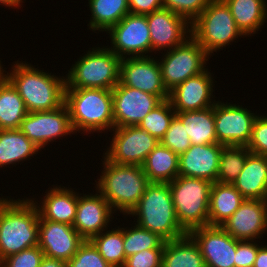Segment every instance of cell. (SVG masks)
I'll return each instance as SVG.
<instances>
[{
    "mask_svg": "<svg viewBox=\"0 0 267 267\" xmlns=\"http://www.w3.org/2000/svg\"><path fill=\"white\" fill-rule=\"evenodd\" d=\"M0 198V261L38 246L39 212L30 198Z\"/></svg>",
    "mask_w": 267,
    "mask_h": 267,
    "instance_id": "obj_1",
    "label": "cell"
},
{
    "mask_svg": "<svg viewBox=\"0 0 267 267\" xmlns=\"http://www.w3.org/2000/svg\"><path fill=\"white\" fill-rule=\"evenodd\" d=\"M4 76L17 89L28 112L52 111L64 105L66 81L63 76L51 75L19 60Z\"/></svg>",
    "mask_w": 267,
    "mask_h": 267,
    "instance_id": "obj_2",
    "label": "cell"
},
{
    "mask_svg": "<svg viewBox=\"0 0 267 267\" xmlns=\"http://www.w3.org/2000/svg\"><path fill=\"white\" fill-rule=\"evenodd\" d=\"M102 157L103 170L94 188L108 201L115 213L120 211L123 215H129L150 181L142 166L116 164Z\"/></svg>",
    "mask_w": 267,
    "mask_h": 267,
    "instance_id": "obj_3",
    "label": "cell"
},
{
    "mask_svg": "<svg viewBox=\"0 0 267 267\" xmlns=\"http://www.w3.org/2000/svg\"><path fill=\"white\" fill-rule=\"evenodd\" d=\"M73 131L93 134L114 128L112 90L66 88L65 102Z\"/></svg>",
    "mask_w": 267,
    "mask_h": 267,
    "instance_id": "obj_4",
    "label": "cell"
},
{
    "mask_svg": "<svg viewBox=\"0 0 267 267\" xmlns=\"http://www.w3.org/2000/svg\"><path fill=\"white\" fill-rule=\"evenodd\" d=\"M129 215L137 217L138 226L158 234L165 241L187 234L176 218L169 183H150Z\"/></svg>",
    "mask_w": 267,
    "mask_h": 267,
    "instance_id": "obj_5",
    "label": "cell"
},
{
    "mask_svg": "<svg viewBox=\"0 0 267 267\" xmlns=\"http://www.w3.org/2000/svg\"><path fill=\"white\" fill-rule=\"evenodd\" d=\"M213 182L178 175L169 183L176 218L189 233L209 225V201Z\"/></svg>",
    "mask_w": 267,
    "mask_h": 267,
    "instance_id": "obj_6",
    "label": "cell"
},
{
    "mask_svg": "<svg viewBox=\"0 0 267 267\" xmlns=\"http://www.w3.org/2000/svg\"><path fill=\"white\" fill-rule=\"evenodd\" d=\"M121 58L108 46L86 51L65 76L66 88L112 90L119 83Z\"/></svg>",
    "mask_w": 267,
    "mask_h": 267,
    "instance_id": "obj_7",
    "label": "cell"
},
{
    "mask_svg": "<svg viewBox=\"0 0 267 267\" xmlns=\"http://www.w3.org/2000/svg\"><path fill=\"white\" fill-rule=\"evenodd\" d=\"M191 36L211 55L242 36L229 7L223 0H212L191 23ZM237 38V39H236Z\"/></svg>",
    "mask_w": 267,
    "mask_h": 267,
    "instance_id": "obj_8",
    "label": "cell"
},
{
    "mask_svg": "<svg viewBox=\"0 0 267 267\" xmlns=\"http://www.w3.org/2000/svg\"><path fill=\"white\" fill-rule=\"evenodd\" d=\"M164 53L159 65L162 81L168 92L186 79L197 76L207 69L209 55L192 36L183 44Z\"/></svg>",
    "mask_w": 267,
    "mask_h": 267,
    "instance_id": "obj_9",
    "label": "cell"
},
{
    "mask_svg": "<svg viewBox=\"0 0 267 267\" xmlns=\"http://www.w3.org/2000/svg\"><path fill=\"white\" fill-rule=\"evenodd\" d=\"M112 131V141L103 156L116 164L141 166L160 142L138 125L117 127Z\"/></svg>",
    "mask_w": 267,
    "mask_h": 267,
    "instance_id": "obj_10",
    "label": "cell"
},
{
    "mask_svg": "<svg viewBox=\"0 0 267 267\" xmlns=\"http://www.w3.org/2000/svg\"><path fill=\"white\" fill-rule=\"evenodd\" d=\"M257 112L238 104L216 101L214 105L215 133L222 145L247 146L252 135Z\"/></svg>",
    "mask_w": 267,
    "mask_h": 267,
    "instance_id": "obj_11",
    "label": "cell"
},
{
    "mask_svg": "<svg viewBox=\"0 0 267 267\" xmlns=\"http://www.w3.org/2000/svg\"><path fill=\"white\" fill-rule=\"evenodd\" d=\"M106 33L111 40L112 47L109 46V49L120 58L149 56L147 53H151L146 15L129 13Z\"/></svg>",
    "mask_w": 267,
    "mask_h": 267,
    "instance_id": "obj_12",
    "label": "cell"
},
{
    "mask_svg": "<svg viewBox=\"0 0 267 267\" xmlns=\"http://www.w3.org/2000/svg\"><path fill=\"white\" fill-rule=\"evenodd\" d=\"M19 129L40 150L57 138L75 134L65 104L52 111L28 112Z\"/></svg>",
    "mask_w": 267,
    "mask_h": 267,
    "instance_id": "obj_13",
    "label": "cell"
},
{
    "mask_svg": "<svg viewBox=\"0 0 267 267\" xmlns=\"http://www.w3.org/2000/svg\"><path fill=\"white\" fill-rule=\"evenodd\" d=\"M161 102L156 95L119 82L112 89L114 128L137 126Z\"/></svg>",
    "mask_w": 267,
    "mask_h": 267,
    "instance_id": "obj_14",
    "label": "cell"
},
{
    "mask_svg": "<svg viewBox=\"0 0 267 267\" xmlns=\"http://www.w3.org/2000/svg\"><path fill=\"white\" fill-rule=\"evenodd\" d=\"M159 60L150 55L121 58L119 82L156 95L162 101L169 99V92L162 81Z\"/></svg>",
    "mask_w": 267,
    "mask_h": 267,
    "instance_id": "obj_15",
    "label": "cell"
},
{
    "mask_svg": "<svg viewBox=\"0 0 267 267\" xmlns=\"http://www.w3.org/2000/svg\"><path fill=\"white\" fill-rule=\"evenodd\" d=\"M189 234L197 242L206 267H235L237 239L221 226H203Z\"/></svg>",
    "mask_w": 267,
    "mask_h": 267,
    "instance_id": "obj_16",
    "label": "cell"
},
{
    "mask_svg": "<svg viewBox=\"0 0 267 267\" xmlns=\"http://www.w3.org/2000/svg\"><path fill=\"white\" fill-rule=\"evenodd\" d=\"M146 20L150 30L151 53L171 50L191 36V23L167 9L162 8L147 14Z\"/></svg>",
    "mask_w": 267,
    "mask_h": 267,
    "instance_id": "obj_17",
    "label": "cell"
},
{
    "mask_svg": "<svg viewBox=\"0 0 267 267\" xmlns=\"http://www.w3.org/2000/svg\"><path fill=\"white\" fill-rule=\"evenodd\" d=\"M84 241L73 226L39 217L38 246L44 256L67 263Z\"/></svg>",
    "mask_w": 267,
    "mask_h": 267,
    "instance_id": "obj_18",
    "label": "cell"
},
{
    "mask_svg": "<svg viewBox=\"0 0 267 267\" xmlns=\"http://www.w3.org/2000/svg\"><path fill=\"white\" fill-rule=\"evenodd\" d=\"M96 193L82 196L78 192L76 218L72 225L80 236L88 241L109 229L108 225L115 213L108 201L97 190Z\"/></svg>",
    "mask_w": 267,
    "mask_h": 267,
    "instance_id": "obj_19",
    "label": "cell"
},
{
    "mask_svg": "<svg viewBox=\"0 0 267 267\" xmlns=\"http://www.w3.org/2000/svg\"><path fill=\"white\" fill-rule=\"evenodd\" d=\"M221 227L240 241L263 237L267 231V200L245 199Z\"/></svg>",
    "mask_w": 267,
    "mask_h": 267,
    "instance_id": "obj_20",
    "label": "cell"
},
{
    "mask_svg": "<svg viewBox=\"0 0 267 267\" xmlns=\"http://www.w3.org/2000/svg\"><path fill=\"white\" fill-rule=\"evenodd\" d=\"M208 70L186 79L169 92V100L176 112L202 110L215 105V79Z\"/></svg>",
    "mask_w": 267,
    "mask_h": 267,
    "instance_id": "obj_21",
    "label": "cell"
},
{
    "mask_svg": "<svg viewBox=\"0 0 267 267\" xmlns=\"http://www.w3.org/2000/svg\"><path fill=\"white\" fill-rule=\"evenodd\" d=\"M222 144L192 145L179 155V175L216 182Z\"/></svg>",
    "mask_w": 267,
    "mask_h": 267,
    "instance_id": "obj_22",
    "label": "cell"
},
{
    "mask_svg": "<svg viewBox=\"0 0 267 267\" xmlns=\"http://www.w3.org/2000/svg\"><path fill=\"white\" fill-rule=\"evenodd\" d=\"M45 192L44 198L39 203L35 201L38 208L39 217L44 220L73 225L76 218V209L78 204V192L72 188L60 187L58 185Z\"/></svg>",
    "mask_w": 267,
    "mask_h": 267,
    "instance_id": "obj_23",
    "label": "cell"
},
{
    "mask_svg": "<svg viewBox=\"0 0 267 267\" xmlns=\"http://www.w3.org/2000/svg\"><path fill=\"white\" fill-rule=\"evenodd\" d=\"M232 185L245 199L267 200V156L251 153Z\"/></svg>",
    "mask_w": 267,
    "mask_h": 267,
    "instance_id": "obj_24",
    "label": "cell"
},
{
    "mask_svg": "<svg viewBox=\"0 0 267 267\" xmlns=\"http://www.w3.org/2000/svg\"><path fill=\"white\" fill-rule=\"evenodd\" d=\"M245 198L232 184L214 182L209 201V226L223 225L244 202Z\"/></svg>",
    "mask_w": 267,
    "mask_h": 267,
    "instance_id": "obj_25",
    "label": "cell"
},
{
    "mask_svg": "<svg viewBox=\"0 0 267 267\" xmlns=\"http://www.w3.org/2000/svg\"><path fill=\"white\" fill-rule=\"evenodd\" d=\"M161 267H206V264L197 242L187 233L165 241Z\"/></svg>",
    "mask_w": 267,
    "mask_h": 267,
    "instance_id": "obj_26",
    "label": "cell"
},
{
    "mask_svg": "<svg viewBox=\"0 0 267 267\" xmlns=\"http://www.w3.org/2000/svg\"><path fill=\"white\" fill-rule=\"evenodd\" d=\"M178 161L179 156L159 142L141 166L150 183H170L179 175Z\"/></svg>",
    "mask_w": 267,
    "mask_h": 267,
    "instance_id": "obj_27",
    "label": "cell"
},
{
    "mask_svg": "<svg viewBox=\"0 0 267 267\" xmlns=\"http://www.w3.org/2000/svg\"><path fill=\"white\" fill-rule=\"evenodd\" d=\"M230 9L237 27L245 35L257 33L267 19L266 0H223Z\"/></svg>",
    "mask_w": 267,
    "mask_h": 267,
    "instance_id": "obj_28",
    "label": "cell"
},
{
    "mask_svg": "<svg viewBox=\"0 0 267 267\" xmlns=\"http://www.w3.org/2000/svg\"><path fill=\"white\" fill-rule=\"evenodd\" d=\"M192 145L218 143L215 133L214 106L202 110L176 112Z\"/></svg>",
    "mask_w": 267,
    "mask_h": 267,
    "instance_id": "obj_29",
    "label": "cell"
},
{
    "mask_svg": "<svg viewBox=\"0 0 267 267\" xmlns=\"http://www.w3.org/2000/svg\"><path fill=\"white\" fill-rule=\"evenodd\" d=\"M40 149L20 129L0 130V167L30 160Z\"/></svg>",
    "mask_w": 267,
    "mask_h": 267,
    "instance_id": "obj_30",
    "label": "cell"
},
{
    "mask_svg": "<svg viewBox=\"0 0 267 267\" xmlns=\"http://www.w3.org/2000/svg\"><path fill=\"white\" fill-rule=\"evenodd\" d=\"M27 114L17 89L5 76L0 78V130L19 129Z\"/></svg>",
    "mask_w": 267,
    "mask_h": 267,
    "instance_id": "obj_31",
    "label": "cell"
},
{
    "mask_svg": "<svg viewBox=\"0 0 267 267\" xmlns=\"http://www.w3.org/2000/svg\"><path fill=\"white\" fill-rule=\"evenodd\" d=\"M91 18L89 29L107 32L120 22L129 11L128 0H88Z\"/></svg>",
    "mask_w": 267,
    "mask_h": 267,
    "instance_id": "obj_32",
    "label": "cell"
},
{
    "mask_svg": "<svg viewBox=\"0 0 267 267\" xmlns=\"http://www.w3.org/2000/svg\"><path fill=\"white\" fill-rule=\"evenodd\" d=\"M250 154L247 146L223 145L216 182L232 184L239 176Z\"/></svg>",
    "mask_w": 267,
    "mask_h": 267,
    "instance_id": "obj_33",
    "label": "cell"
},
{
    "mask_svg": "<svg viewBox=\"0 0 267 267\" xmlns=\"http://www.w3.org/2000/svg\"><path fill=\"white\" fill-rule=\"evenodd\" d=\"M90 241L112 267H123L126 260L123 245V227L118 226L117 229L113 228L108 231L106 229Z\"/></svg>",
    "mask_w": 267,
    "mask_h": 267,
    "instance_id": "obj_34",
    "label": "cell"
},
{
    "mask_svg": "<svg viewBox=\"0 0 267 267\" xmlns=\"http://www.w3.org/2000/svg\"><path fill=\"white\" fill-rule=\"evenodd\" d=\"M123 240L125 258L147 249H164L165 245V240L158 234L143 229L136 223L128 230L127 227L123 228Z\"/></svg>",
    "mask_w": 267,
    "mask_h": 267,
    "instance_id": "obj_35",
    "label": "cell"
},
{
    "mask_svg": "<svg viewBox=\"0 0 267 267\" xmlns=\"http://www.w3.org/2000/svg\"><path fill=\"white\" fill-rule=\"evenodd\" d=\"M175 115L176 111L170 100H163L145 116L138 126L160 141Z\"/></svg>",
    "mask_w": 267,
    "mask_h": 267,
    "instance_id": "obj_36",
    "label": "cell"
},
{
    "mask_svg": "<svg viewBox=\"0 0 267 267\" xmlns=\"http://www.w3.org/2000/svg\"><path fill=\"white\" fill-rule=\"evenodd\" d=\"M160 143L171 149L178 156L183 154L190 146L189 135L185 131L182 121L175 115Z\"/></svg>",
    "mask_w": 267,
    "mask_h": 267,
    "instance_id": "obj_37",
    "label": "cell"
},
{
    "mask_svg": "<svg viewBox=\"0 0 267 267\" xmlns=\"http://www.w3.org/2000/svg\"><path fill=\"white\" fill-rule=\"evenodd\" d=\"M66 264L67 267H112L88 240L78 247L76 254Z\"/></svg>",
    "mask_w": 267,
    "mask_h": 267,
    "instance_id": "obj_38",
    "label": "cell"
},
{
    "mask_svg": "<svg viewBox=\"0 0 267 267\" xmlns=\"http://www.w3.org/2000/svg\"><path fill=\"white\" fill-rule=\"evenodd\" d=\"M212 0H162L163 8L186 18L192 23Z\"/></svg>",
    "mask_w": 267,
    "mask_h": 267,
    "instance_id": "obj_39",
    "label": "cell"
},
{
    "mask_svg": "<svg viewBox=\"0 0 267 267\" xmlns=\"http://www.w3.org/2000/svg\"><path fill=\"white\" fill-rule=\"evenodd\" d=\"M247 148L252 154L267 156V116L258 113Z\"/></svg>",
    "mask_w": 267,
    "mask_h": 267,
    "instance_id": "obj_40",
    "label": "cell"
},
{
    "mask_svg": "<svg viewBox=\"0 0 267 267\" xmlns=\"http://www.w3.org/2000/svg\"><path fill=\"white\" fill-rule=\"evenodd\" d=\"M44 253L39 246L22 250L4 259V267H40Z\"/></svg>",
    "mask_w": 267,
    "mask_h": 267,
    "instance_id": "obj_41",
    "label": "cell"
},
{
    "mask_svg": "<svg viewBox=\"0 0 267 267\" xmlns=\"http://www.w3.org/2000/svg\"><path fill=\"white\" fill-rule=\"evenodd\" d=\"M164 249H147L126 258L123 267H161Z\"/></svg>",
    "mask_w": 267,
    "mask_h": 267,
    "instance_id": "obj_42",
    "label": "cell"
},
{
    "mask_svg": "<svg viewBox=\"0 0 267 267\" xmlns=\"http://www.w3.org/2000/svg\"><path fill=\"white\" fill-rule=\"evenodd\" d=\"M258 240L240 241L237 240L235 267H253L258 249L261 245Z\"/></svg>",
    "mask_w": 267,
    "mask_h": 267,
    "instance_id": "obj_43",
    "label": "cell"
},
{
    "mask_svg": "<svg viewBox=\"0 0 267 267\" xmlns=\"http://www.w3.org/2000/svg\"><path fill=\"white\" fill-rule=\"evenodd\" d=\"M130 14L147 15L163 8L162 0H128Z\"/></svg>",
    "mask_w": 267,
    "mask_h": 267,
    "instance_id": "obj_44",
    "label": "cell"
},
{
    "mask_svg": "<svg viewBox=\"0 0 267 267\" xmlns=\"http://www.w3.org/2000/svg\"><path fill=\"white\" fill-rule=\"evenodd\" d=\"M253 267H267V245L259 247Z\"/></svg>",
    "mask_w": 267,
    "mask_h": 267,
    "instance_id": "obj_45",
    "label": "cell"
},
{
    "mask_svg": "<svg viewBox=\"0 0 267 267\" xmlns=\"http://www.w3.org/2000/svg\"><path fill=\"white\" fill-rule=\"evenodd\" d=\"M40 267H67V264L62 260L44 256L42 258Z\"/></svg>",
    "mask_w": 267,
    "mask_h": 267,
    "instance_id": "obj_46",
    "label": "cell"
},
{
    "mask_svg": "<svg viewBox=\"0 0 267 267\" xmlns=\"http://www.w3.org/2000/svg\"><path fill=\"white\" fill-rule=\"evenodd\" d=\"M23 3V0H0V4L3 5V6H6V7H11V8H18L21 6L22 7V4Z\"/></svg>",
    "mask_w": 267,
    "mask_h": 267,
    "instance_id": "obj_47",
    "label": "cell"
},
{
    "mask_svg": "<svg viewBox=\"0 0 267 267\" xmlns=\"http://www.w3.org/2000/svg\"><path fill=\"white\" fill-rule=\"evenodd\" d=\"M2 66H4V65H2L1 64V60H0V78H2V77H4V75H5V68L3 69V67Z\"/></svg>",
    "mask_w": 267,
    "mask_h": 267,
    "instance_id": "obj_48",
    "label": "cell"
},
{
    "mask_svg": "<svg viewBox=\"0 0 267 267\" xmlns=\"http://www.w3.org/2000/svg\"><path fill=\"white\" fill-rule=\"evenodd\" d=\"M0 267H4V266H3V262H2V261H0Z\"/></svg>",
    "mask_w": 267,
    "mask_h": 267,
    "instance_id": "obj_49",
    "label": "cell"
}]
</instances>
